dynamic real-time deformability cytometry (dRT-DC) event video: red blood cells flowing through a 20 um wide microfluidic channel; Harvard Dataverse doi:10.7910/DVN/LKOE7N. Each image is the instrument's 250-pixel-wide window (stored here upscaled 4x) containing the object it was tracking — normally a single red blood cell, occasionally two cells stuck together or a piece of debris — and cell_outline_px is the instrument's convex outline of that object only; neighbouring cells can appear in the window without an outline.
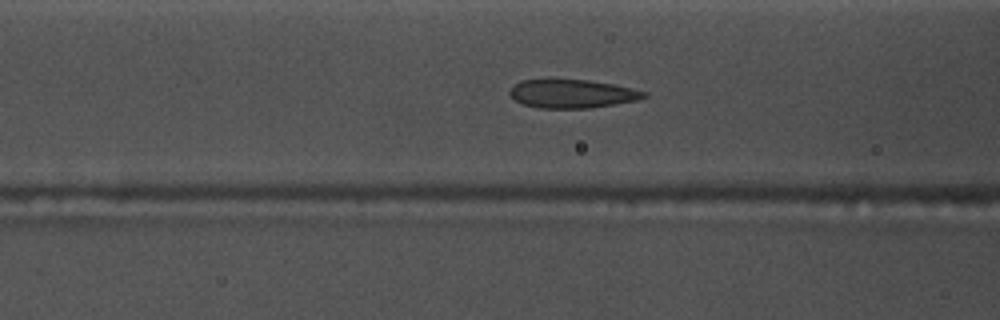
{"species": "common noctule bat (a hibernating species)", "species_latin": "Nyctalus noctula", "temperature_condition": "warm", "stored_images_in_passage": 45, "camera_frame_rate_fps": 3000, "um_per_image_px": 0.085, "animal": {"sex": "male", "body_mass_g": 17.5, "forearm_length_mm": 52.3}, "frame": {"image": 1, "passage_image": 11, "time_ms": 3.333, "image_size_px": [1000, 320], "cell_outline_px": [[648, 96], [636, 100], [592, 108], [540, 108], [524, 104], [516, 100], [508, 92], [520, 80], [588, 80], [612, 84], [632, 88], [648, 92]], "centroid_in_image_um": [48.67, 7.97], "position_along_channel_um": 117.9, "area_um2": 22.02}}
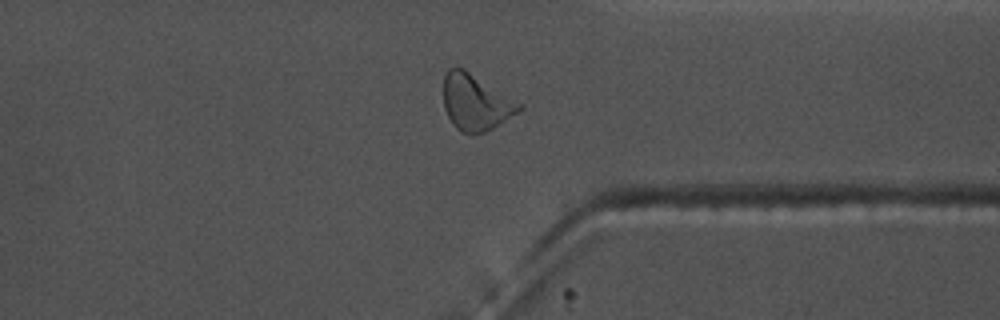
{"frame": {"image": 2, "passage_image": 32, "time_ms": 10.333, "image_size_px": [1000, 320], "cell_outline_px": [[524, 108], [492, 128], [484, 132], [460, 132], [452, 124], [444, 108], [444, 76], [448, 68], [456, 64], [464, 68], [524, 104]], "centroid_in_image_um": [40.43, 8.65], "position_along_channel_um": 371.0, "area_um2": 24.8}}
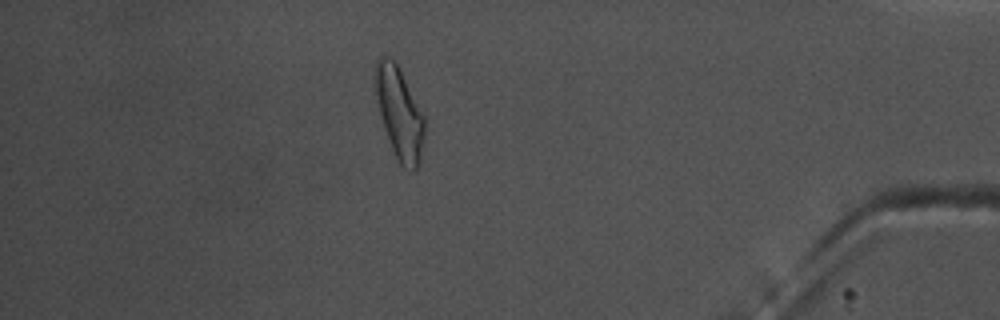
{"frame": {"image": 3, "passage_image": 38, "time_ms": 12.333, "image_size_px": [1000, 320], "cell_outline_px": [[428, 120], [420, 160], [416, 172], [412, 172], [404, 168], [396, 160], [384, 128], [372, 80], [372, 76], [376, 60], [380, 56], [388, 56], [396, 60]], "centroid_in_image_um": [33.97, 9.58], "position_along_channel_um": 401.2, "area_um2": 27.63}, "authors_computed_cell_mechanics": {"area_um2": 23.12, "velocity_mm_per_s": 3.6672, "shape_relaxation_time_tau1_ms": 7.0373, "shape_relaxation_time_tau2_ms": 1.0125, "deformation_change_tau1": 0.1674, "deformation_change_tau2": 0.0604}}